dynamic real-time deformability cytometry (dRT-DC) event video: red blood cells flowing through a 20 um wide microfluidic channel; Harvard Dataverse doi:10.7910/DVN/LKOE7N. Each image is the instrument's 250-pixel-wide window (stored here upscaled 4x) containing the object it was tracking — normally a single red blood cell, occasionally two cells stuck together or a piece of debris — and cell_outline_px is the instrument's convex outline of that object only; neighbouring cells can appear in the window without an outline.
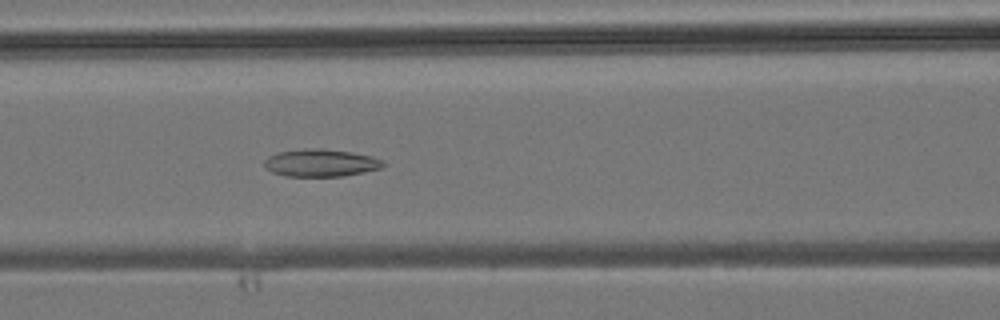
{"species": "common noctule bat (a hibernating species)", "species_latin": "Nyctalus noctula", "temperature_condition": "room temperature", "stored_images_in_passage": 32, "camera_frame_rate_fps": 3000, "um_per_image_px": 0.085, "animal": {"sex": "male", "body_mass_g": 19.2, "forearm_length_mm": 51.8}, "frame": {"image": 1, "passage_image": 7, "time_ms": 2.0, "image_size_px": [1000, 320], "cell_outline_px": [[388, 164], [380, 168], [364, 172], [344, 176], [284, 176], [272, 172], [264, 168], [264, 160], [268, 156], [280, 152], [304, 148], [320, 148], [352, 152], [372, 156], [384, 160]], "centroid_in_image_um": [27.28, 13.84], "position_along_channel_um": 139.3, "area_um2": 19.25}}
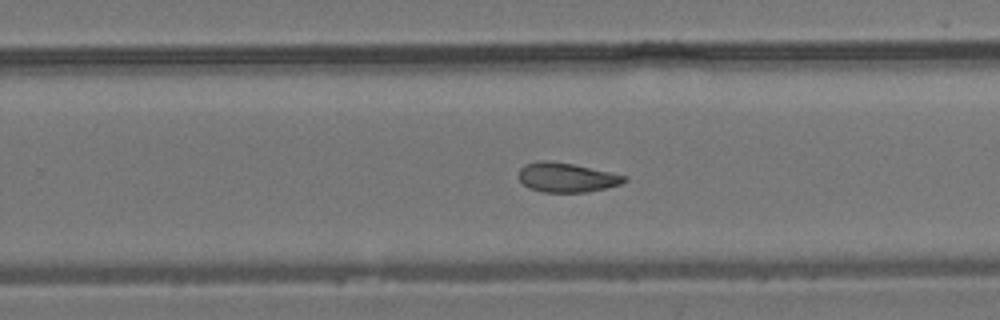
{"frame": {"image": 2, "passage_image": 16, "time_ms": 5.0, "image_size_px": [1000, 320], "cell_outline_px": [[628, 180], [620, 184], [588, 192], [540, 192], [528, 188], [520, 180], [520, 168], [524, 164], [540, 160], [548, 160], [572, 164], [628, 176]], "centroid_in_image_um": [48.15, 15.08], "position_along_channel_um": 281.7, "area_um2": 18.03}}
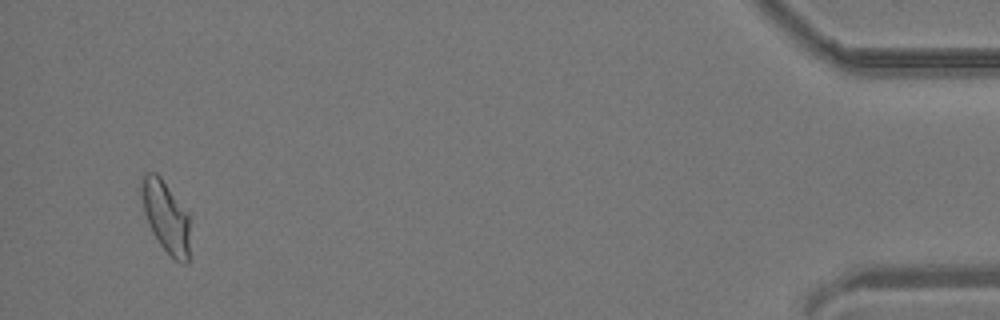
{"frame": {"image": 3, "passage_image": 30, "time_ms": 9.667, "image_size_px": [1000, 320], "cell_outline_px": [[192, 216], [188, 264], [184, 264], [172, 260], [160, 244], [152, 232], [144, 212], [140, 192], [140, 176], [144, 172], [156, 172], [160, 176], [192, 212]], "centroid_in_image_um": [14.17, 18.4], "position_along_channel_um": 421.0, "area_um2": 21.73}}